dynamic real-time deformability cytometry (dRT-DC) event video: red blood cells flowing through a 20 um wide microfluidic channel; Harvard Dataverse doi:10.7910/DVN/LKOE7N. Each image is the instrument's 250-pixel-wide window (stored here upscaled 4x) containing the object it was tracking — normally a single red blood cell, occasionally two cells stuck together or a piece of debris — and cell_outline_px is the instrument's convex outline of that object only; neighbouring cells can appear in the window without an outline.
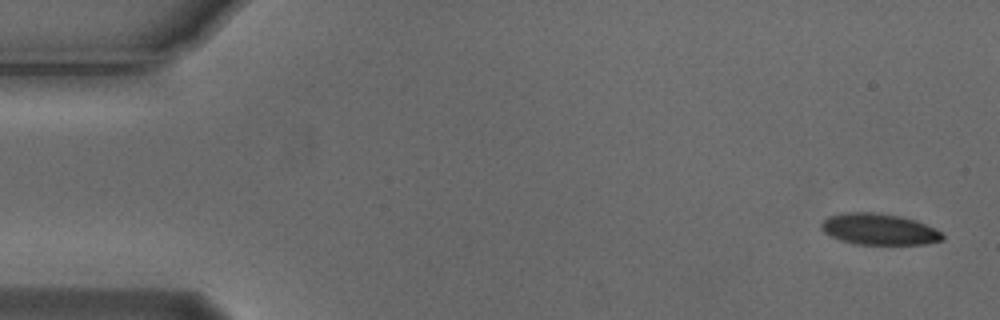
{"species": "Egyptian fruit bat (a non-hibernating species)", "species_latin": "Rousettus aegyptiacus", "temperature_condition": "cold", "stored_images_in_passage": 6, "segment_of_instrument_passage": [1, 2], "camera_frame_rate_fps": 3000, "um_per_image_px": 0.085, "animal": {"sex": "male"}, "frame": {"image": 1, "passage_image": 1, "time_ms": 0.0, "image_size_px": [1000, 320], "cell_outline_px": [[944, 240], [924, 244], [856, 244], [840, 240], [824, 232], [820, 228], [820, 224], [828, 216], [848, 212], [872, 212], [900, 216], [916, 220], [940, 232], [944, 236]], "centroid_in_image_um": [74.69, 19.48], "position_along_channel_um": 10.3, "area_um2": 21.91}}